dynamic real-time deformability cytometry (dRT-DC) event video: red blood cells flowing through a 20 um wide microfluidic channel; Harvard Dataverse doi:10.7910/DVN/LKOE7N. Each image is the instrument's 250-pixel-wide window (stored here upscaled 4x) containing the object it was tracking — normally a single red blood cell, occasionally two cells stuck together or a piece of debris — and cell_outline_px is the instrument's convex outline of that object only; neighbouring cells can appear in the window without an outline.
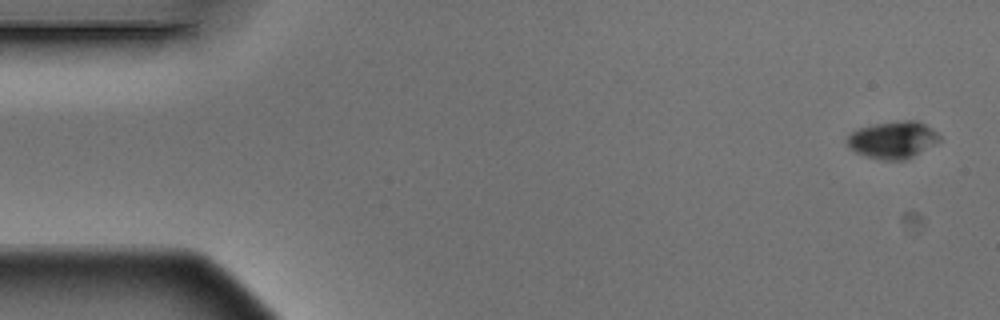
{"species": "Egyptian fruit bat (a non-hibernating species)", "species_latin": "Rousettus aegyptiacus", "temperature_condition": "warm", "stored_images_in_passage": 5, "camera_frame_rate_fps": 3000, "um_per_image_px": 0.085, "animal": {"sex": "male"}, "frame": {"image": 1, "passage_image": 1, "time_ms": 0.0, "image_size_px": [1000, 320], "cell_outline_px": [[940, 140], [936, 144], [904, 160], [884, 160], [868, 156], [856, 152], [848, 144], [848, 136], [856, 128], [872, 124], [896, 120], [916, 120], [932, 128], [940, 136]], "centroid_in_image_um": [75.91, 11.86], "position_along_channel_um": 9.1, "area_um2": 19.88}}
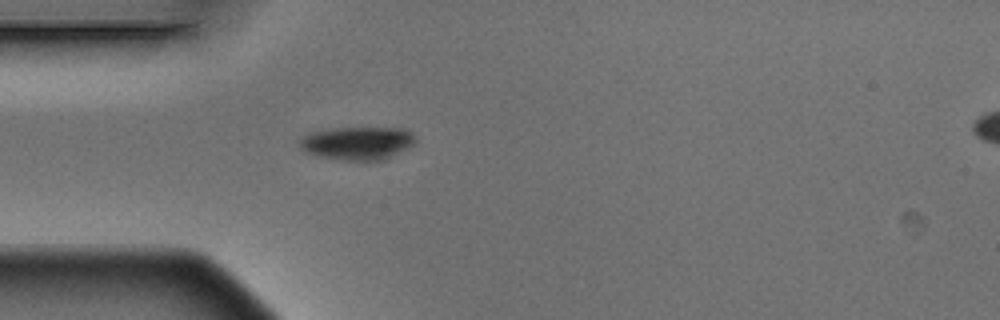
{"frame": {"image": 2, "passage_image": 5, "time_ms": 1.333, "image_size_px": [1000, 320], "cell_outline_px": [[416, 140], [408, 148], [384, 160], [344, 160], [320, 156], [304, 152], [300, 148], [300, 136], [308, 132], [332, 128], [404, 128], [412, 132], [416, 136]], "centroid_in_image_um": [30.37, 12.15], "position_along_channel_um": 54.6, "area_um2": 22.54}}